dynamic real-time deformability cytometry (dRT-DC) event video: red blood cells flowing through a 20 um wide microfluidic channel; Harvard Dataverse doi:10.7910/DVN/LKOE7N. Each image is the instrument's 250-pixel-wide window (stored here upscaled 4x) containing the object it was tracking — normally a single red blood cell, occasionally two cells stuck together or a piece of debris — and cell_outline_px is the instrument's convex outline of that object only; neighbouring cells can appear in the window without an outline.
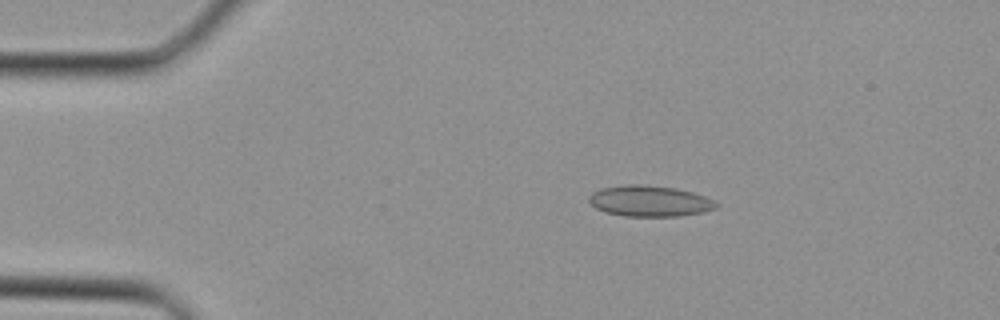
{"species": "Egyptian fruit bat (a non-hibernating species)", "species_latin": "Rousettus aegyptiacus", "temperature_condition": "cold", "stored_images_in_passage": 39, "camera_frame_rate_fps": 3000, "um_per_image_px": 0.085, "animal": {"sex": "female"}, "frame": {"image": 1, "passage_image": 7, "time_ms": 2.0, "image_size_px": [1000, 320], "cell_outline_px": [[720, 204], [716, 208], [704, 212], [680, 216], [624, 216], [604, 212], [596, 208], [588, 200], [588, 196], [592, 192], [600, 188], [628, 184], [644, 184], [676, 188], [692, 192], [704, 196]], "centroid_in_image_um": [55.21, 17.08], "position_along_channel_um": 29.8, "area_um2": 23.12}}
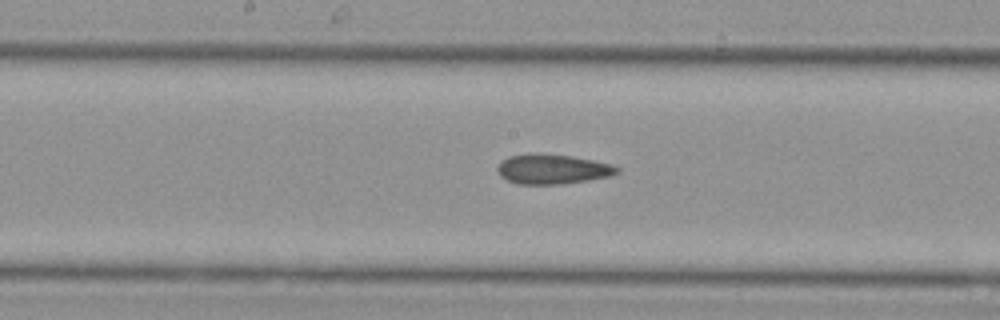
{"frame": {"image": 2, "passage_image": 20, "time_ms": 6.333, "image_size_px": [1000, 320], "cell_outline_px": [[620, 172], [608, 176], [588, 180], [560, 184], [516, 184], [500, 176], [496, 168], [508, 156], [572, 156], [612, 164], [620, 168]], "centroid_in_image_um": [47.01, 14.42], "position_along_channel_um": 201.2, "area_um2": 19.88}}
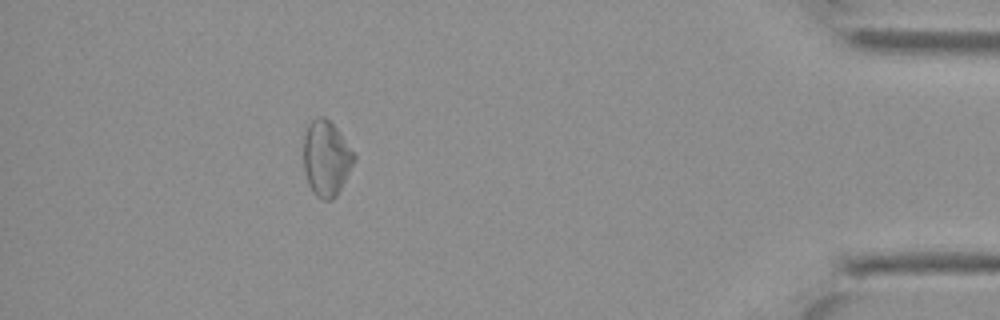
{"frame": {"image": 3, "passage_image": 35, "time_ms": 11.333, "image_size_px": [1000, 320], "cell_outline_px": [[356, 160], [336, 196], [332, 200], [320, 200], [312, 192], [308, 184], [304, 168], [304, 136], [308, 124], [316, 116], [324, 116], [336, 128], [356, 156]], "centroid_in_image_um": [27.72, 13.48], "position_along_channel_um": 407.5, "area_um2": 22.14}}